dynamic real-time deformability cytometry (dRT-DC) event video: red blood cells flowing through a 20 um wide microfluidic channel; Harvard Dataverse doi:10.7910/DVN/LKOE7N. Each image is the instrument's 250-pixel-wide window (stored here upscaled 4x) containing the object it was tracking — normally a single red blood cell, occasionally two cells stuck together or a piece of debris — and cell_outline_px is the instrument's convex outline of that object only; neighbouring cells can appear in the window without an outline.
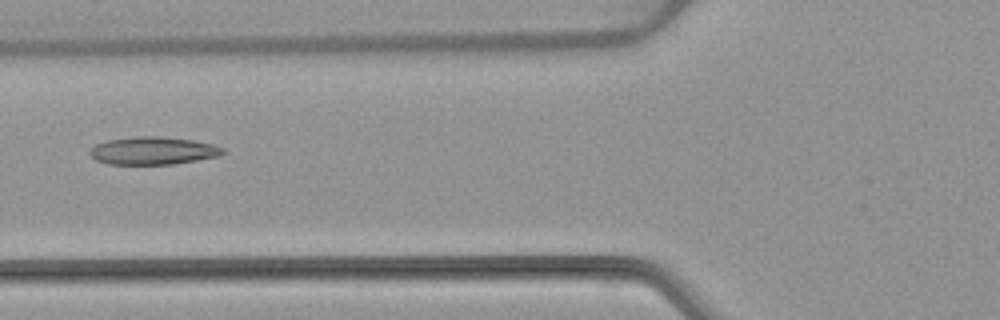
{"species": "common noctule bat (a hibernating species)", "species_latin": "Nyctalus noctula", "temperature_condition": "warm", "stored_images_in_passage": 6, "camera_frame_rate_fps": 3000, "um_per_image_px": 0.085, "animal": {"sex": "female", "body_mass_g": 22.7, "forearm_length_mm": 54.2}, "frame": {"image": 1, "passage_image": 5, "time_ms": 5.0, "image_size_px": [1000, 320], "cell_outline_px": [[224, 152], [220, 156], [172, 164], [108, 164], [96, 160], [88, 152], [96, 144], [108, 140], [136, 136], [160, 136], [192, 140], [212, 144], [224, 148]], "centroid_in_image_um": [13.01, 12.81], "position_along_channel_um": 112.8, "area_um2": 21.39}}
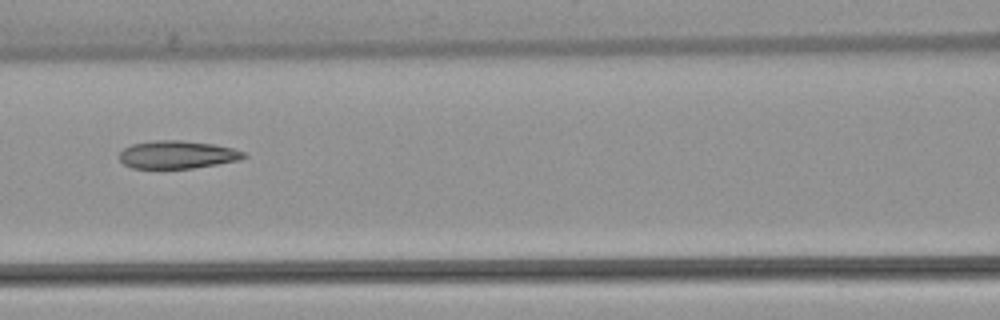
{"frame": {"image": 2, "passage_image": 6, "time_ms": 6.0, "image_size_px": [1000, 320], "cell_outline_px": [[248, 156], [240, 160], [192, 168], [132, 168], [124, 164], [120, 160], [120, 152], [124, 148], [132, 144], [156, 140], [180, 140], [212, 144], [232, 148], [244, 152]], "centroid_in_image_um": [15.07, 13.14], "position_along_channel_um": 151.5, "area_um2": 20.06}}